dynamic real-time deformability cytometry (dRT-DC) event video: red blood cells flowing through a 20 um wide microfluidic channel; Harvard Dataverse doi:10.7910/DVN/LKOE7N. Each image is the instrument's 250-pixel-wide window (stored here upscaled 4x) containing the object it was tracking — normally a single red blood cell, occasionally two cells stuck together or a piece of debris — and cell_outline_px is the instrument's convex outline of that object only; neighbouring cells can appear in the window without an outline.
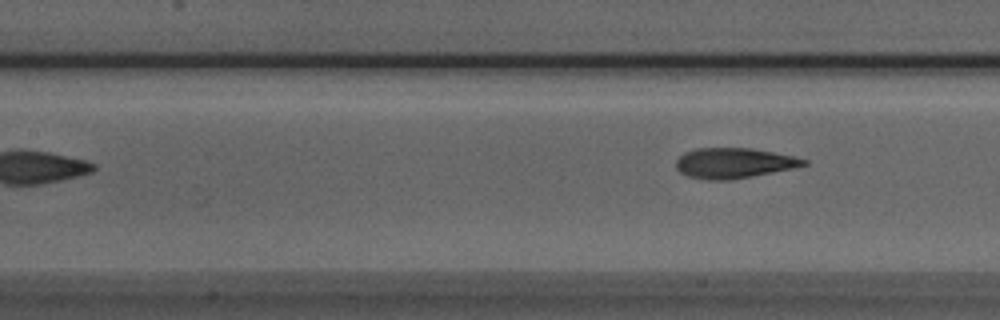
{"species": "Egyptian fruit bat (a non-hibernating species)", "species_latin": "Rousettus aegyptiacus", "temperature_condition": "room temperature", "stored_images_in_passage": 8, "camera_frame_rate_fps": 3000, "um_per_image_px": 0.085, "animal": {"sex": "male"}, "frame": {"image": 1, "passage_image": 8, "time_ms": 2.333, "image_size_px": [1000, 320], "cell_outline_px": [[808, 164], [792, 168], [732, 180], [708, 180], [688, 176], [680, 172], [676, 168], [676, 160], [684, 152], [696, 148], [748, 148], [772, 152], [792, 156], [808, 160]], "centroid_in_image_um": [62.34, 13.86], "position_along_channel_um": 145.1, "area_um2": 22.37}}